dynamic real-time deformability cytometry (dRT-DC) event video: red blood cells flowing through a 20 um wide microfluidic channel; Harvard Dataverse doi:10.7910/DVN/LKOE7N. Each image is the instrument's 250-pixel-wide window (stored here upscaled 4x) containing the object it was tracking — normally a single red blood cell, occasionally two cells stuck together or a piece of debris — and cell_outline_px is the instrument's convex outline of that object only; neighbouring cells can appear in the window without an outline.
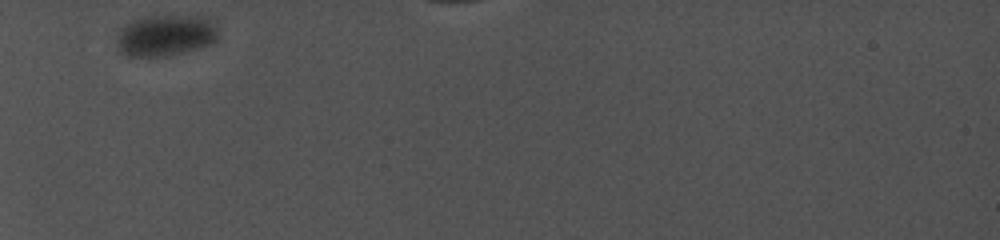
{"species": "common noctule bat (a hibernating species)", "species_latin": "Nyctalus noctula", "temperature_condition": "cold", "stored_images_in_passage": 34, "camera_frame_rate_fps": 5000, "um_per_image_px": 0.085, "animal": {"sex": "female", "body_mass_g": 19.0, "forearm_length_mm": 56.7}, "frame": {"image": 1, "passage_image": 1, "time_ms": 0.0, "image_size_px": [1000, 240], "cell_outline_px": [[220, 32], [216, 40], [200, 48], [168, 56], [128, 56], [120, 52], [116, 40], [120, 28], [132, 20], [144, 16], [204, 16], [216, 20]], "centroid_in_image_um": [14.12, 2.99], "position_along_channel_um": 70.9, "area_um2": 24.91}}
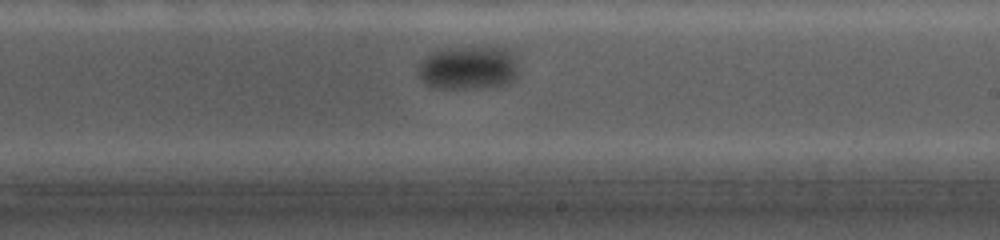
{"frame": {"image": 2, "passage_image": 19, "time_ms": 5.8, "image_size_px": [1000, 240], "cell_outline_px": [[516, 76], [508, 84], [480, 88], [432, 88], [424, 84], [420, 80], [420, 64], [424, 56], [436, 48], [504, 48], [512, 52], [516, 56]], "centroid_in_image_um": [39.77, 5.77], "position_along_channel_um": 249.2, "area_um2": 25.61}}
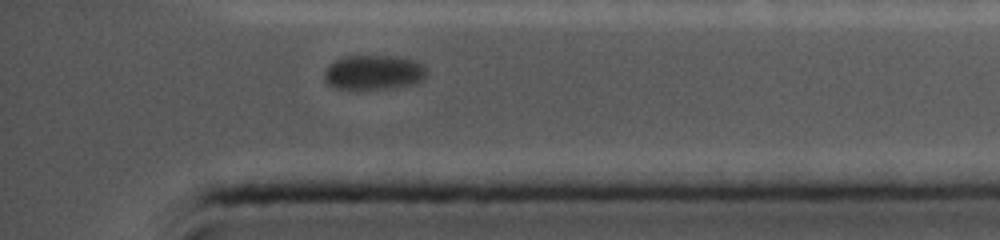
{"frame": {"image": 3, "passage_image": 33, "time_ms": 10.2, "image_size_px": [1000, 240], "cell_outline_px": [[428, 72], [416, 84], [352, 92], [336, 88], [328, 84], [324, 80], [324, 72], [328, 64], [336, 60], [348, 56], [404, 56], [416, 60]], "centroid_in_image_um": [31.71, 6.18], "position_along_channel_um": 403.5, "area_um2": 21.21}}